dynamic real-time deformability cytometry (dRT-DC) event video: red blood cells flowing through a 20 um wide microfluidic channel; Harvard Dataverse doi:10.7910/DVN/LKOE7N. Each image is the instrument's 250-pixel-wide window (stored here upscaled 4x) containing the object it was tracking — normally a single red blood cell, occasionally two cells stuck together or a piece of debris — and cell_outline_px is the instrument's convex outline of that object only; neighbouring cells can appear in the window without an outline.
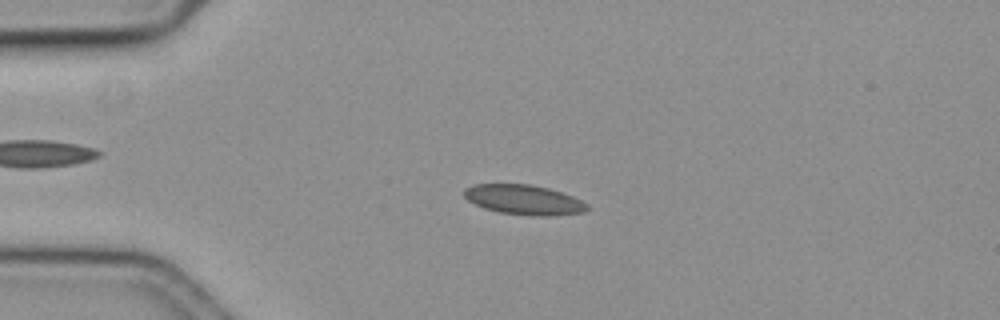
{"species": "common noctule bat (a hibernating species)", "species_latin": "Nyctalus noctula", "temperature_condition": "cold", "stored_images_in_passage": 47, "camera_frame_rate_fps": 3000, "um_per_image_px": 0.085, "animal": {"sex": "female", "body_mass_g": 19.3, "forearm_length_mm": 54.1}, "frame": {"image": 1, "passage_image": 4, "time_ms": 1.0, "image_size_px": [1000, 320], "cell_outline_px": [[588, 208], [584, 212], [548, 216], [532, 216], [500, 212], [484, 208], [468, 200], [464, 196], [464, 188], [472, 184], [532, 184], [548, 188], [572, 196], [588, 204]], "centroid_in_image_um": [44.51, 16.97], "position_along_channel_um": 40.5, "area_um2": 21.33}}
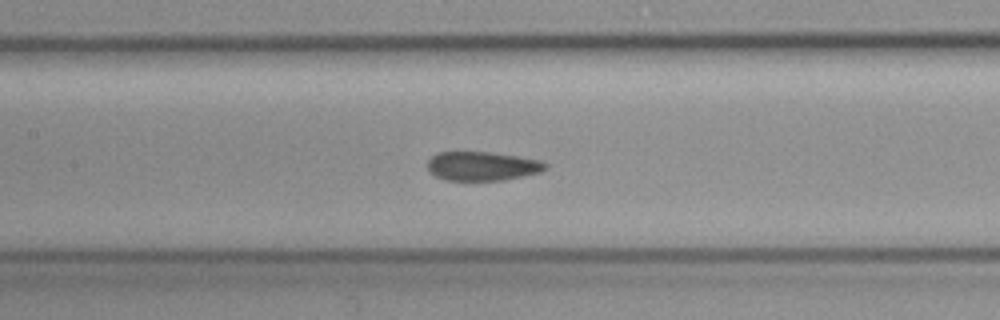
{"frame": {"image": 2, "passage_image": 17, "time_ms": 5.333, "image_size_px": [1000, 320], "cell_outline_px": [[548, 168], [540, 172], [504, 180], [448, 180], [436, 176], [428, 172], [428, 160], [432, 156], [440, 152], [492, 152], [540, 160], [548, 164]], "centroid_in_image_um": [41.0, 14.12], "position_along_channel_um": 166.4, "area_um2": 19.88}}
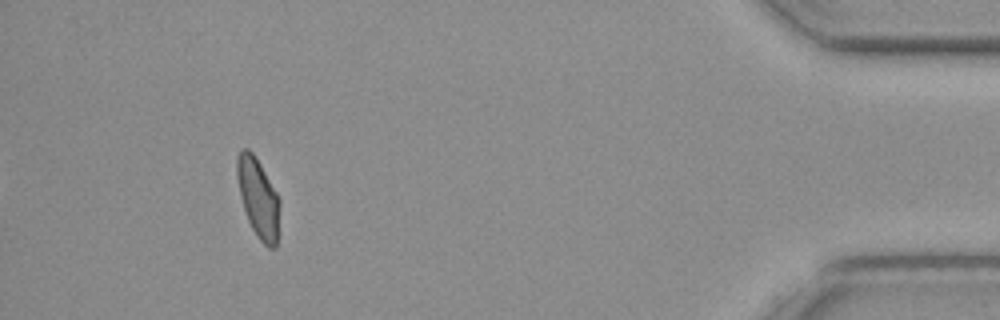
{"frame": {"image": 3, "passage_image": 43, "time_ms": 14.0, "image_size_px": [1000, 320], "cell_outline_px": [[280, 204], [276, 248], [268, 248], [256, 236], [248, 220], [240, 196], [236, 176], [236, 156], [244, 148], [248, 148], [256, 156], [276, 192], [280, 200]], "centroid_in_image_um": [21.94, 16.81], "position_along_channel_um": 413.3, "area_um2": 19.77}, "authors_computed_cell_mechanics": {"area_um2": 20.2878, "velocity_mm_per_s": 3.6097, "shape_relaxation_time_tau1_ms": null, "shape_relaxation_time_tau2_ms": 1.9523, "deformation_change_tau1": null, "deformation_change_tau2": 0.0505}}